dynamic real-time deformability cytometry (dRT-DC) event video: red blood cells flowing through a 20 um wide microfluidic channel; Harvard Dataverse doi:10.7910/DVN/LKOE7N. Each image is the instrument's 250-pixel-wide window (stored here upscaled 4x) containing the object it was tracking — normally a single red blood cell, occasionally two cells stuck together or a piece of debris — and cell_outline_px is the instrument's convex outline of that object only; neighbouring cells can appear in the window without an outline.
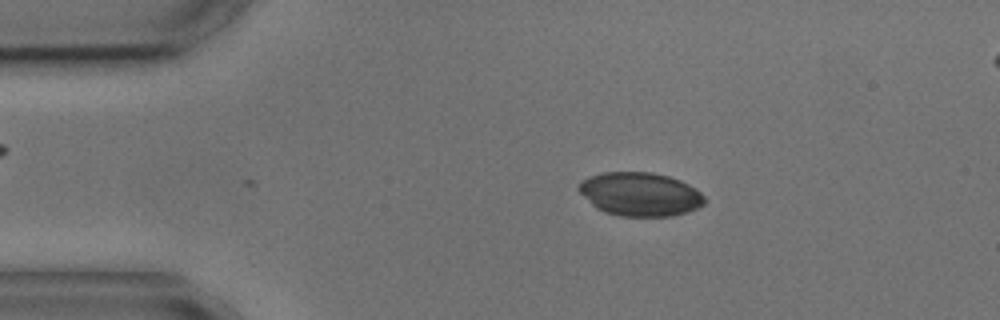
{"species": "common noctule bat (a hibernating species)", "species_latin": "Nyctalus noctula", "temperature_condition": "cold", "stored_images_in_passage": 4, "camera_frame_rate_fps": 3000, "um_per_image_px": 0.085, "animal": {"sex": "male", "body_mass_g": 17.9, "forearm_length_mm": 54.2}, "frame": {"image": 1, "passage_image": 2, "time_ms": 1.0, "image_size_px": [1000, 320], "cell_outline_px": [[704, 204], [688, 212], [672, 216], [620, 216], [604, 212], [596, 208], [576, 188], [580, 180], [604, 172], [652, 172], [668, 176], [680, 180], [688, 184], [700, 192], [704, 196]], "centroid_in_image_um": [54.39, 16.5], "position_along_channel_um": 30.6, "area_um2": 31.96}}